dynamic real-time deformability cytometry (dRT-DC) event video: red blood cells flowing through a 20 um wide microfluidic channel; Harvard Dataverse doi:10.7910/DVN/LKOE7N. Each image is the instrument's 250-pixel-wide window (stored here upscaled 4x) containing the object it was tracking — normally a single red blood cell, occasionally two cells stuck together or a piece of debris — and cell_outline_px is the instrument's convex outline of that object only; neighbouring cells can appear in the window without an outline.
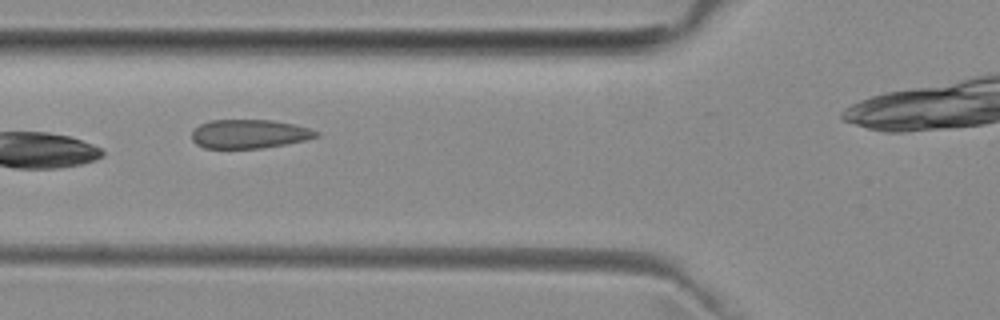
{"species": "common noctule bat (a hibernating species)", "species_latin": "Nyctalus noctula", "temperature_condition": "room temperature", "stored_images_in_passage": 10, "camera_frame_rate_fps": 3000, "um_per_image_px": 0.085, "animal": {"sex": "female", "body_mass_g": 29.2, "forearm_length_mm": 56.3}, "frame": {"image": 1, "passage_image": 7, "time_ms": 7.0, "image_size_px": [1000, 320], "cell_outline_px": [[320, 136], [304, 140], [264, 148], [204, 148], [196, 144], [192, 140], [192, 132], [200, 124], [208, 120], [272, 120], [296, 124], [320, 132]], "centroid_in_image_um": [21.19, 11.38], "position_along_channel_um": 104.6, "area_um2": 20.98}}
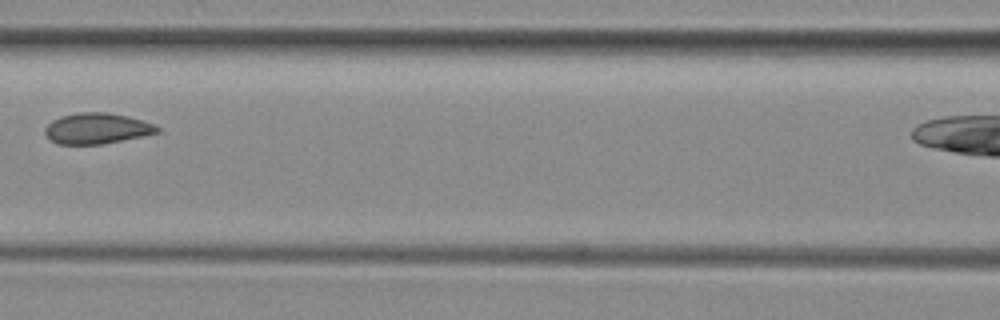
{"frame": {"image": 2, "passage_image": 9, "time_ms": 12.333, "image_size_px": [1000, 320], "cell_outline_px": [[160, 132], [100, 144], [56, 144], [44, 132], [44, 128], [52, 120], [60, 116], [80, 112], [108, 112], [128, 116], [144, 120], [160, 128]], "centroid_in_image_um": [8.22, 10.9], "position_along_channel_um": 158.4, "area_um2": 20.0}}